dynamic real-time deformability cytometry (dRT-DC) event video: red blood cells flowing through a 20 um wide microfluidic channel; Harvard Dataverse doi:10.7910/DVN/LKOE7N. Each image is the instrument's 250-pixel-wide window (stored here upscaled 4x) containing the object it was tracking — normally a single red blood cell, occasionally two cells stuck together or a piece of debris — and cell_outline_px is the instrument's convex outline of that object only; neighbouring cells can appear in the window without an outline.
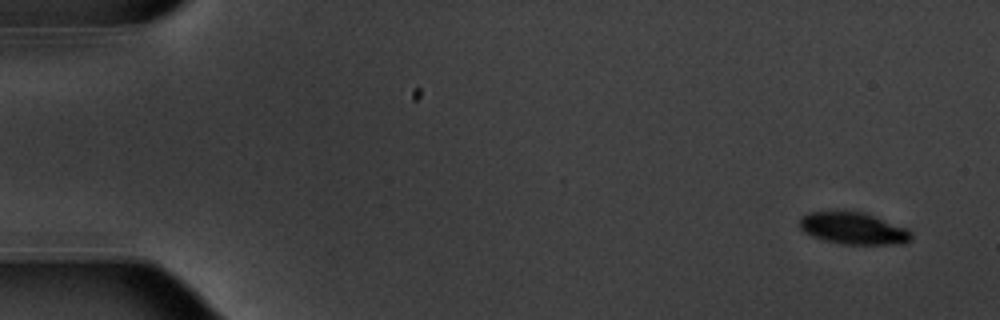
{"species": "common noctule bat (a hibernating species)", "species_latin": "Nyctalus noctula", "temperature_condition": "warm", "stored_images_in_passage": 15, "camera_frame_rate_fps": 3000, "um_per_image_px": 0.085, "animal": {"sex": "male", "body_mass_g": 20.1, "forearm_length_mm": 53.5}, "frame": {"image": 1, "passage_image": 1, "time_ms": 0.0, "image_size_px": [1000, 320], "cell_outline_px": [[912, 240], [888, 244], [840, 244], [824, 240], [812, 236], [804, 232], [800, 228], [800, 220], [808, 212], [864, 212], [876, 216], [908, 228], [912, 232]], "centroid_in_image_um": [72.55, 19.41], "position_along_channel_um": 12.4, "area_um2": 20.58}}